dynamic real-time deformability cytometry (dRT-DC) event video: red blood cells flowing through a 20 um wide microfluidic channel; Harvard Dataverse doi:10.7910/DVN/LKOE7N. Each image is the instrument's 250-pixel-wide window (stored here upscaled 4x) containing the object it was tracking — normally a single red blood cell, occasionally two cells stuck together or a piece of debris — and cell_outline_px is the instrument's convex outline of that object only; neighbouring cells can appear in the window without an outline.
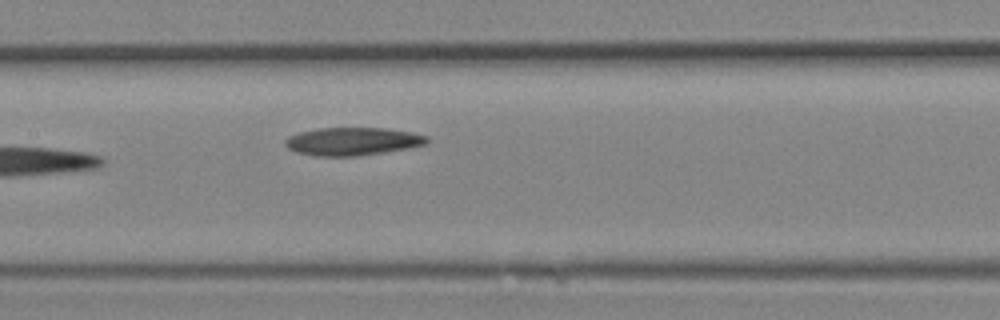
{"species": "Egyptian fruit bat (a non-hibernating species)", "species_latin": "Rousettus aegyptiacus", "temperature_condition": "room temperature", "stored_images_in_passage": 7, "camera_frame_rate_fps": 3000, "um_per_image_px": 0.085, "animal": {"sex": "female"}, "frame": {"image": 1, "passage_image": 7, "time_ms": 2.0, "image_size_px": [1000, 320], "cell_outline_px": [[428, 144], [408, 148], [356, 156], [320, 156], [296, 152], [288, 148], [284, 144], [284, 140], [288, 136], [300, 132], [320, 128], [384, 128], [408, 132], [428, 136]], "centroid_in_image_um": [29.94, 12.01], "position_along_channel_um": 177.5, "area_um2": 22.89}}